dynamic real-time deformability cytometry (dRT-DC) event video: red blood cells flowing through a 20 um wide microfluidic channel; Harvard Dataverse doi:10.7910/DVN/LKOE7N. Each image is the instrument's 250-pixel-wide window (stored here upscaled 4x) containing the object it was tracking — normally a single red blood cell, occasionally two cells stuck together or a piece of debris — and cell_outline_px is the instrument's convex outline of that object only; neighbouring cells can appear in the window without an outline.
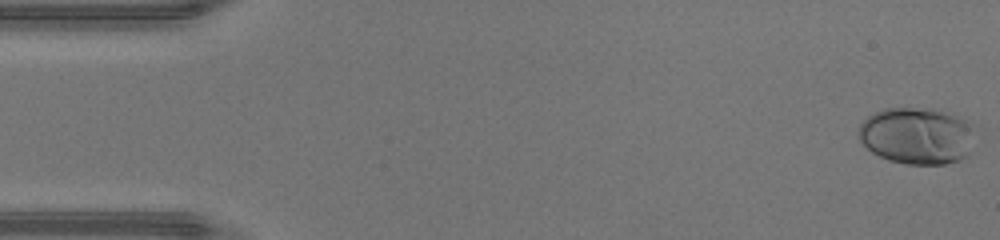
{"species": "human", "species_latin": "Homo sapiens", "temperature_condition": "warm", "stored_images_in_passage": 47, "camera_frame_rate_fps": 3000, "um_per_image_px": 0.085, "donor": {"sex": "male"}, "frame": {"image": 1, "passage_image": 1, "time_ms": 0.0, "image_size_px": [1000, 240], "cell_outline_px": [[972, 124], [968, 156], [960, 160], [944, 164], [908, 164], [888, 160], [872, 152], [856, 136], [856, 132], [860, 124], [868, 116], [884, 108], [932, 108], [952, 112], [968, 120]], "centroid_in_image_um": [77.91, 11.52], "position_along_channel_um": 7.1, "area_um2": 38.78}}
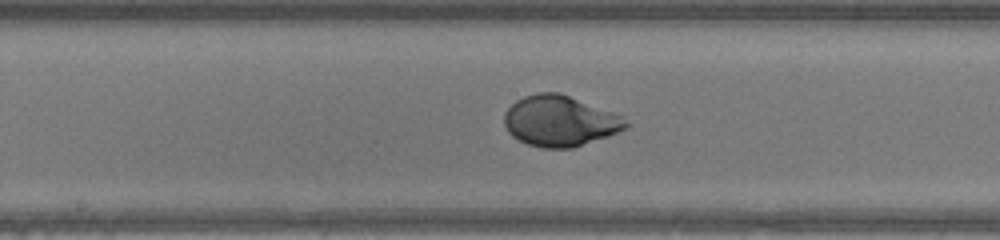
{"frame": {"image": 2, "passage_image": 24, "time_ms": 7.667, "image_size_px": [1000, 240], "cell_outline_px": [[632, 124], [628, 128], [608, 136], [572, 148], [544, 148], [528, 144], [512, 136], [508, 132], [504, 124], [504, 112], [516, 100], [524, 96], [536, 92], [560, 92], [612, 112], [620, 116]], "centroid_in_image_um": [47.58, 10.28], "position_along_channel_um": 200.6, "area_um2": 35.95}}
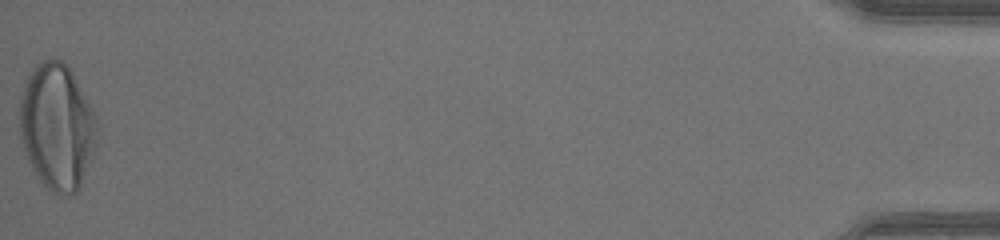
{"frame": {"image": 3, "passage_image": 47, "time_ms": 15.333, "image_size_px": [1000, 240], "cell_outline_px": [[100, 132], [96, 148], [80, 184], [76, 192], [72, 196], [68, 196], [56, 192], [48, 188], [36, 176], [28, 160], [20, 140], [20, 96], [24, 84], [28, 76], [36, 64], [44, 60], [60, 60], [68, 64], [92, 108], [96, 116]], "centroid_in_image_um": [4.87, 10.76], "position_along_channel_um": 430.3, "area_um2": 57.11}, "authors_computed_cell_mechanics": {"area_um2": 35.7782, "velocity_mm_per_s": 4.4425, "shape_relaxation_time_tau1_ms": 2.7717, "shape_relaxation_time_tau2_ms": null, "deformation_change_tau1": 0.2197, "deformation_change_tau2": null}}